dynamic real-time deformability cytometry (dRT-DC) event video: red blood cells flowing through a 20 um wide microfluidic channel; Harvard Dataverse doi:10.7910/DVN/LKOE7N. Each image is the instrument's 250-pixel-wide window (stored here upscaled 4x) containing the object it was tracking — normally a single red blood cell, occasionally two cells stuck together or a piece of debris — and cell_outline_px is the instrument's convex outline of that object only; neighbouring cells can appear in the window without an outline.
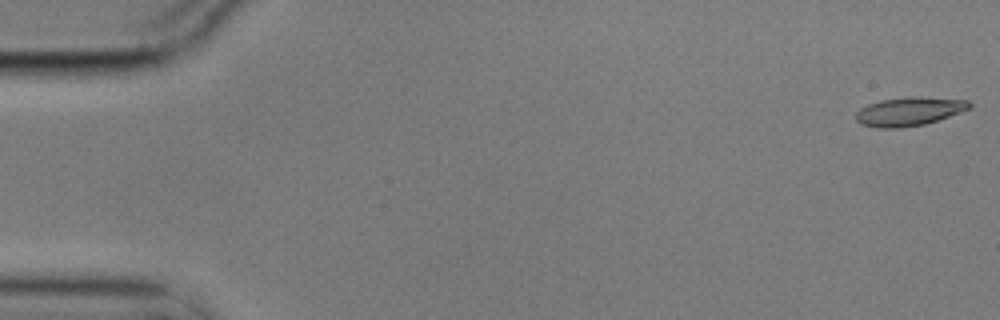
{"species": "common noctule bat (a hibernating species)", "species_latin": "Nyctalus noctula", "temperature_condition": "cold", "stored_images_in_passage": 5, "camera_frame_rate_fps": 3000, "um_per_image_px": 0.085, "animal": {"sex": "male", "body_mass_g": 17.9}, "frame": {"image": 1, "passage_image": 1, "time_ms": 0.0, "image_size_px": [1000, 320], "cell_outline_px": [[972, 108], [924, 124], [900, 128], [880, 128], [860, 124], [856, 120], [856, 112], [860, 108], [868, 104], [880, 100], [908, 96], [916, 96], [968, 100], [972, 104]], "centroid_in_image_um": [77.26, 9.46], "position_along_channel_um": 7.7, "area_um2": 19.02}}
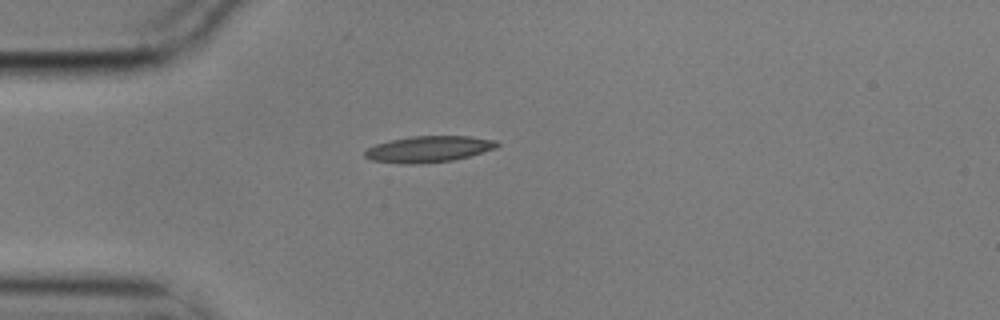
{"frame": {"image": 2, "passage_image": 5, "time_ms": 1.333, "image_size_px": [1000, 320], "cell_outline_px": [[500, 144], [496, 148], [468, 156], [452, 160], [420, 164], [400, 164], [372, 160], [364, 156], [364, 152], [368, 148], [376, 144], [388, 140], [412, 136], [468, 136], [496, 140]], "centroid_in_image_um": [36.41, 12.67], "position_along_channel_um": 48.6, "area_um2": 20.23}}